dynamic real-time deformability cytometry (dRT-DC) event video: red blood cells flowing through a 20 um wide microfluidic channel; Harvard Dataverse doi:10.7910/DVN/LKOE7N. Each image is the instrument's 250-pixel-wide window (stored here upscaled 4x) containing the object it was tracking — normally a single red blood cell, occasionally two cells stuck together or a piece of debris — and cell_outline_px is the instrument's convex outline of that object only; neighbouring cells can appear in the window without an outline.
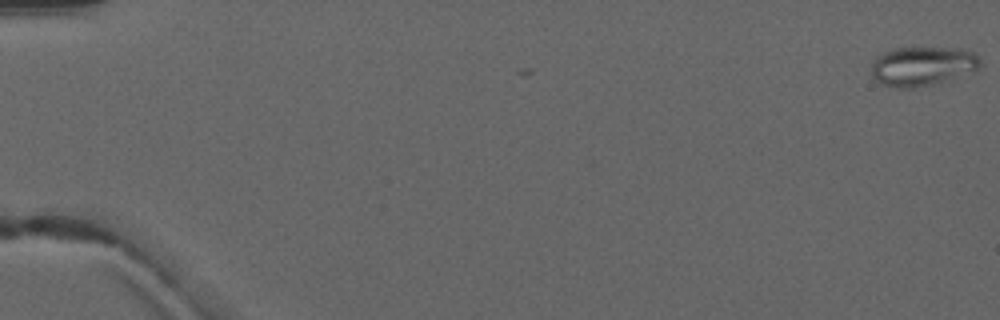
{"species": "common noctule bat (a hibernating species)", "species_latin": "Nyctalus noctula", "temperature_condition": "warm", "stored_images_in_passage": 5, "camera_frame_rate_fps": 3000, "um_per_image_px": 0.085, "animal": {"sex": "male", "forearm_length_mm": 52.5}, "frame": {"image": 1, "passage_image": 1, "time_ms": 0.0, "image_size_px": [1000, 320], "cell_outline_px": [[984, 64], [976, 72], [932, 84], [912, 88], [896, 88], [880, 84], [872, 76], [872, 60], [880, 52], [896, 48], [956, 48], [976, 52]], "centroid_in_image_um": [78.45, 5.62], "position_along_channel_um": 6.6, "area_um2": 25.49}}